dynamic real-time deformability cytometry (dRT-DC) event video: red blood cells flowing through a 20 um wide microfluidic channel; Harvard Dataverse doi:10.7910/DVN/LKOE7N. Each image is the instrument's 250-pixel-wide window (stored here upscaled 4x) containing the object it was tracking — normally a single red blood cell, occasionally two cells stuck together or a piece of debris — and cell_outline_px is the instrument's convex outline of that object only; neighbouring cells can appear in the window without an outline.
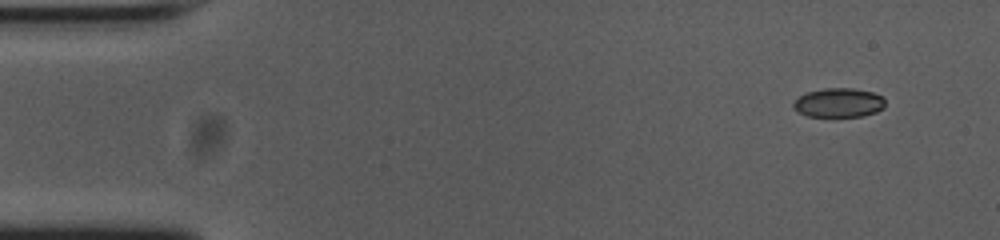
{"species": "common noctule bat (a hibernating species)", "species_latin": "Nyctalus noctula", "temperature_condition": "cold", "stored_images_in_passage": 51, "camera_frame_rate_fps": 3000, "um_per_image_px": 0.085, "animal": {"sex": "female", "body_mass_g": 23.0, "forearm_length_mm": 53.4}, "frame": {"image": 1, "passage_image": 1, "time_ms": 0.0, "image_size_px": [1000, 240], "cell_outline_px": [[884, 108], [876, 112], [864, 116], [808, 116], [792, 108], [792, 104], [800, 96], [808, 92], [824, 88], [852, 88], [872, 92], [880, 96], [884, 100]], "centroid_in_image_um": [71.29, 8.73], "position_along_channel_um": 13.7, "area_um2": 15.43}}
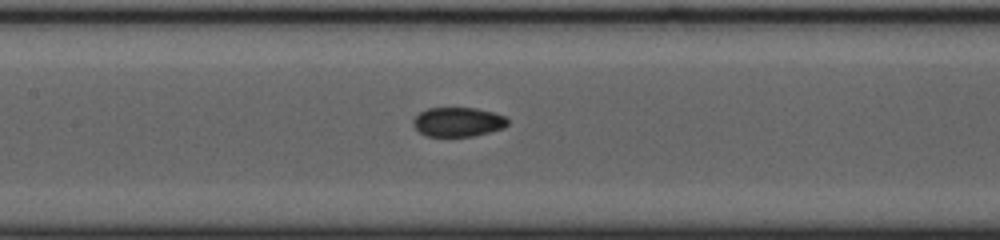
{"frame": {"image": 2, "passage_image": 22, "time_ms": 7.0, "image_size_px": [1000, 240], "cell_outline_px": [[508, 124], [504, 128], [472, 136], [428, 136], [420, 132], [412, 124], [412, 120], [420, 112], [428, 108], [476, 108], [492, 112], [504, 116], [508, 120]], "centroid_in_image_um": [38.92, 10.36], "position_along_channel_um": 168.5, "area_um2": 16.01}}
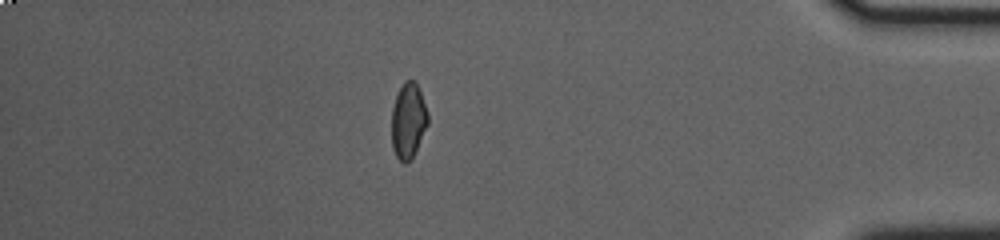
{"frame": {"image": 3, "passage_image": 44, "time_ms": 14.333, "image_size_px": [1000, 240], "cell_outline_px": [[428, 124], [412, 160], [408, 164], [404, 164], [396, 156], [392, 148], [392, 108], [396, 96], [404, 80], [416, 80], [428, 112]], "centroid_in_image_um": [34.71, 10.28], "position_along_channel_um": 400.5, "area_um2": 16.18}, "authors_computed_cell_mechanics": {"area_um2": 16.2418, "velocity_mm_per_s": 3.7532, "shape_relaxation_time_tau1_ms": 7.7947, "shape_relaxation_time_tau2_ms": 1.3595, "deformation_change_tau1": 0.1305, "deformation_change_tau2": 0.0412}}